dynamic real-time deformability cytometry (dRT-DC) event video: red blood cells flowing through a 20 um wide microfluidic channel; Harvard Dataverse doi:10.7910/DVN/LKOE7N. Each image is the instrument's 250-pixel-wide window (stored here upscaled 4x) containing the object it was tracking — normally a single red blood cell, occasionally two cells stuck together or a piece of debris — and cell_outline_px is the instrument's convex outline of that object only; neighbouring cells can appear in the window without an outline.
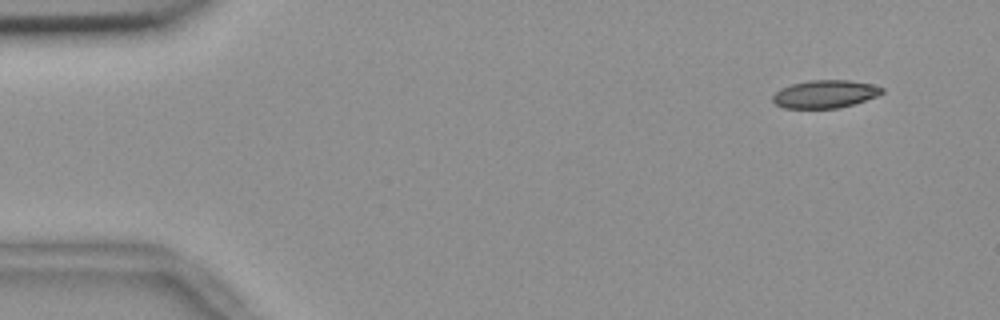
{"species": "common noctule bat (a hibernating species)", "species_latin": "Nyctalus noctula", "temperature_condition": "room temperature", "stored_images_in_passage": 53, "camera_frame_rate_fps": 3000, "um_per_image_px": 0.085, "animal": {"sex": "female", "body_mass_g": 18.4}, "frame": {"image": 1, "passage_image": 2, "time_ms": 0.333, "image_size_px": [1000, 320], "cell_outline_px": [[884, 92], [876, 96], [840, 108], [784, 108], [776, 104], [772, 100], [772, 96], [780, 88], [792, 84], [808, 80], [848, 80], [872, 84], [884, 88]], "centroid_in_image_um": [70.11, 7.99], "position_along_channel_um": 14.9, "area_um2": 17.69}}
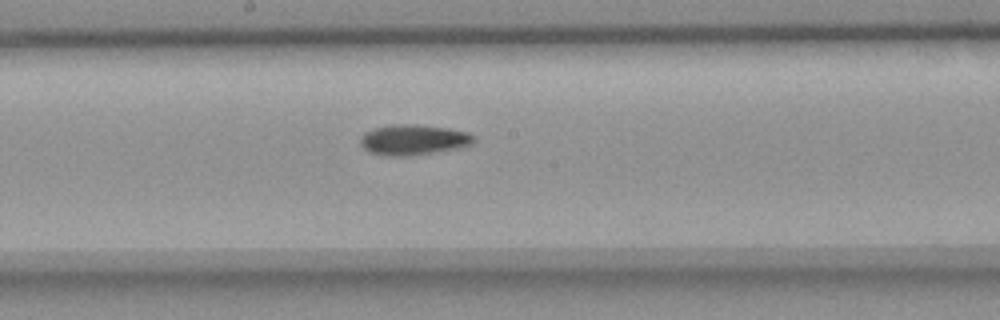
{"frame": {"image": 2, "passage_image": 27, "time_ms": 8.667, "image_size_px": [1000, 320], "cell_outline_px": [[476, 140], [468, 144], [456, 148], [432, 152], [404, 156], [384, 156], [372, 152], [364, 148], [360, 144], [360, 140], [364, 132], [372, 128], [388, 124], [416, 124], [448, 128], [468, 132], [476, 136]], "centroid_in_image_um": [35.1, 11.85], "position_along_channel_um": 213.1, "area_um2": 20.06}}
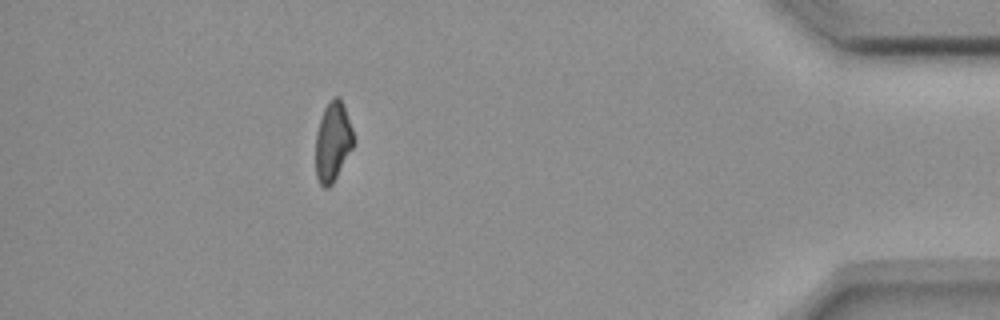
{"frame": {"image": 3, "passage_image": 47, "time_ms": 15.333, "image_size_px": [1000, 320], "cell_outline_px": [[352, 148], [332, 184], [328, 188], [324, 188], [320, 184], [316, 176], [316, 132], [324, 108], [328, 100], [332, 96], [340, 96], [344, 104], [352, 128]], "centroid_in_image_um": [28.27, 12.0], "position_along_channel_um": 406.9, "area_um2": 17.46}, "authors_computed_cell_mechanics": {"area_um2": 18.5538, "velocity_mm_per_s": 3.6777, "shape_relaxation_time_tau1_ms": 7.9544, "shape_relaxation_time_tau2_ms": 6.3655, "deformation_change_tau1": 0.1673, "deformation_change_tau2": 0.1266}}